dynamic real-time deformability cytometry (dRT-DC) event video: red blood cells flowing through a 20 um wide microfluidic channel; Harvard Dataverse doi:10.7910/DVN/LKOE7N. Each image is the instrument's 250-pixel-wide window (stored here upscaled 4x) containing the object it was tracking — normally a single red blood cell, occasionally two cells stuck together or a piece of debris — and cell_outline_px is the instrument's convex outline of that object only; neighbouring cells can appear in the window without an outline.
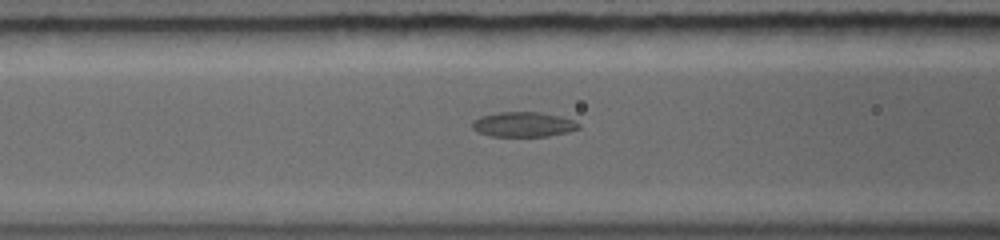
{"species": "common noctule bat (a hibernating species)", "species_latin": "Nyctalus noctula", "temperature_condition": "warm", "stored_images_in_passage": 16, "camera_frame_rate_fps": 5000, "um_per_image_px": 0.085, "animal": {"sex": "female", "body_mass_g": 19.0, "forearm_length_mm": 56.7}, "frame": {"image": 1, "passage_image": 5, "time_ms": 1.4, "image_size_px": [1000, 240], "cell_outline_px": [[576, 128], [544, 136], [496, 136], [484, 132], [476, 128], [472, 124], [476, 120], [484, 116], [504, 112], [532, 112], [552, 116], [568, 120], [576, 124]], "centroid_in_image_um": [44.4, 10.58], "position_along_channel_um": 122.2, "area_um2": 13.81}}
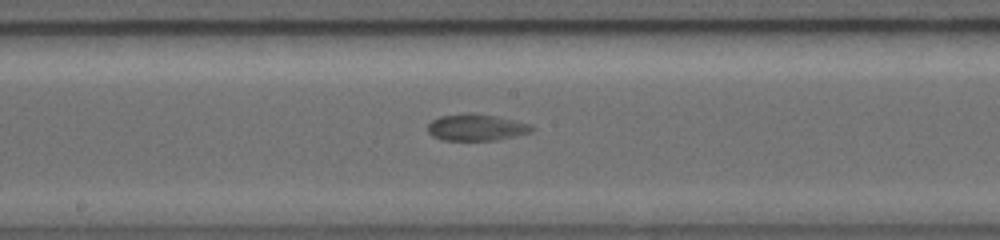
{"frame": {"image": 2, "passage_image": 10, "time_ms": 3.2, "image_size_px": [1000, 240], "cell_outline_px": [[524, 128], [484, 140], [448, 140], [432, 132], [432, 124], [436, 120], [444, 116], [488, 116]], "centroid_in_image_um": [40.07, 10.86], "position_along_channel_um": 208.1, "area_um2": 11.91}}
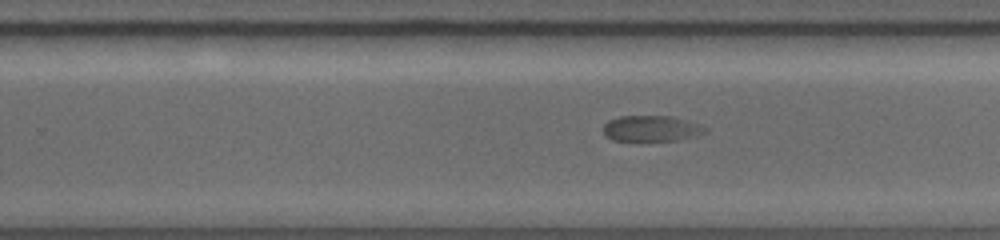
{"frame": {"image": 3, "passage_image": 14, "time_ms": 4.6, "image_size_px": [1000, 240], "cell_outline_px": [[668, 120], [664, 140], [616, 140], [608, 136], [604, 132], [604, 124], [620, 116], [664, 116]], "centroid_in_image_um": [54.14, 10.89], "position_along_channel_um": 275.7, "area_um2": 10.0}}